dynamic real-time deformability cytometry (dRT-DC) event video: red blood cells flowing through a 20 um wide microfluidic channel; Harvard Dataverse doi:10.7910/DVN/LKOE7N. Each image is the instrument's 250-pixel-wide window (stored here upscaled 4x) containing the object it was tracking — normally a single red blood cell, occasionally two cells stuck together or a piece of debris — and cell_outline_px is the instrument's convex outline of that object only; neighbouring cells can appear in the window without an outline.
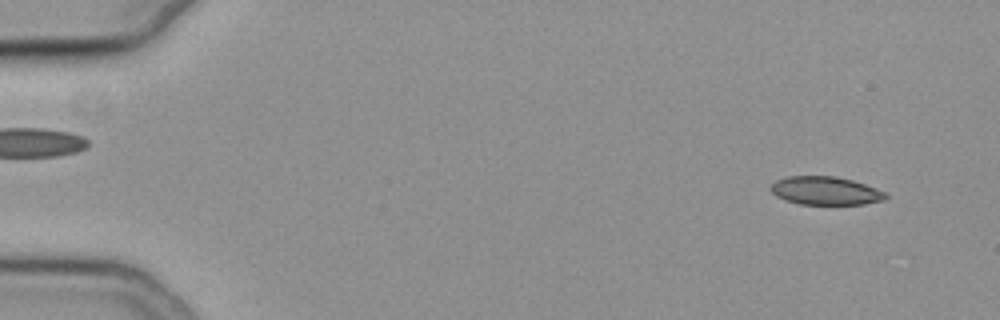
{"species": "common noctule bat (a hibernating species)", "species_latin": "Nyctalus noctula", "temperature_condition": "cold", "stored_images_in_passage": 34, "camera_frame_rate_fps": 3000, "um_per_image_px": 0.085, "animal": {"sex": "female", "body_mass_g": 19.3, "forearm_length_mm": 54.1}, "frame": {"image": 1, "passage_image": 4, "time_ms": 1.0, "image_size_px": [1000, 320], "cell_outline_px": [[888, 196], [884, 200], [864, 204], [800, 204], [784, 200], [776, 196], [768, 188], [776, 180], [788, 176], [836, 176], [852, 180], [876, 188], [884, 192]], "centroid_in_image_um": [70.14, 16.21], "position_along_channel_um": 14.9, "area_um2": 18.96}}
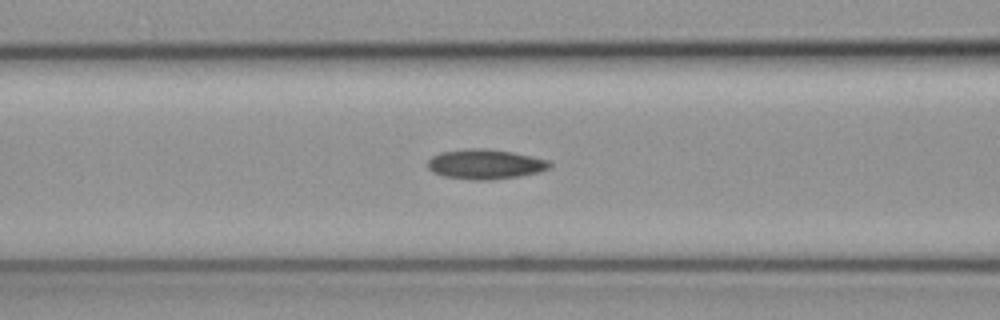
{"frame": {"image": 2, "passage_image": 23, "time_ms": 7.333, "image_size_px": [1000, 320], "cell_outline_px": [[552, 168], [540, 172], [520, 176], [492, 180], [472, 180], [444, 176], [432, 172], [428, 168], [428, 160], [432, 156], [440, 152], [468, 148], [484, 148], [512, 152], [548, 160], [552, 164]], "centroid_in_image_um": [41.25, 13.96], "position_along_channel_um": 125.3, "area_um2": 21.39}}
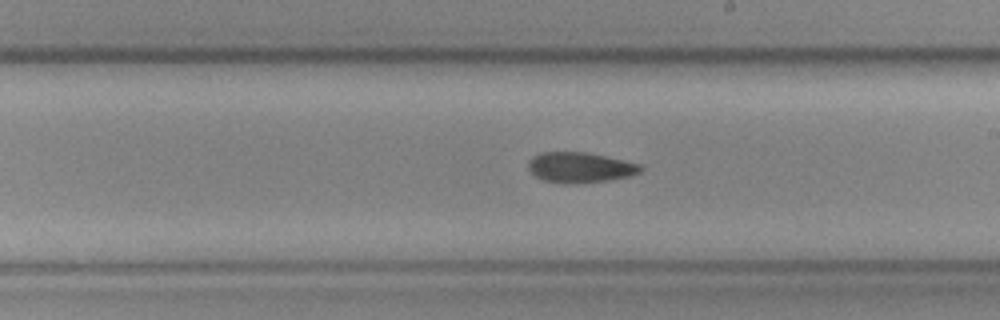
{"frame": {"image": 3, "passage_image": 32, "time_ms": 10.333, "image_size_px": [1000, 320], "cell_outline_px": [[644, 168], [640, 172], [632, 176], [612, 180], [576, 184], [564, 184], [544, 180], [536, 176], [528, 168], [528, 164], [536, 156], [544, 152], [584, 152], [604, 156], [640, 164]], "centroid_in_image_um": [49.36, 14.26], "position_along_channel_um": 239.6, "area_um2": 19.77}}